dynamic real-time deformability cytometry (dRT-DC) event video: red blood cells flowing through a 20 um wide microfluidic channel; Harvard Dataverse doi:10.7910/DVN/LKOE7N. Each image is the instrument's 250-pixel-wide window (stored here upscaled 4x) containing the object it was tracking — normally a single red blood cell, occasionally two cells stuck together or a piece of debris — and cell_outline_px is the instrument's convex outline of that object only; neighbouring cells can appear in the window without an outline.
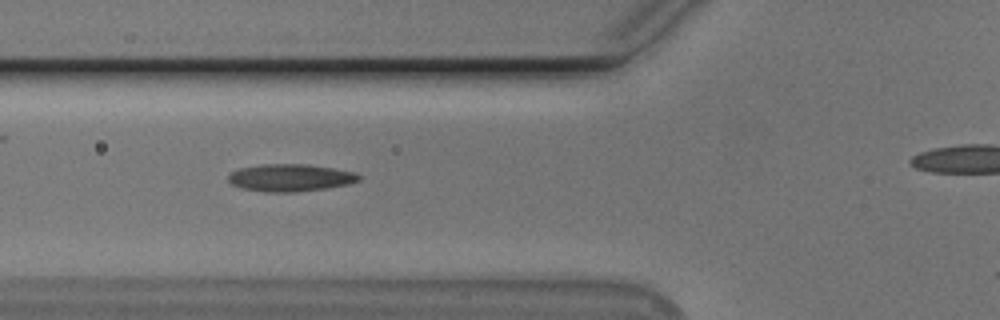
{"species": "Egyptian fruit bat (a non-hibernating species)", "species_latin": "Rousettus aegyptiacus", "temperature_condition": "cold", "stored_images_in_passage": 45, "camera_frame_rate_fps": 3000, "um_per_image_px": 0.085, "animal": {"sex": "male"}, "frame": {"image": 1, "passage_image": 18, "time_ms": 5.667, "image_size_px": [1000, 320], "cell_outline_px": [[360, 180], [348, 184], [324, 188], [296, 192], [264, 192], [240, 188], [232, 184], [228, 180], [228, 176], [232, 172], [240, 168], [264, 164], [308, 164], [356, 172], [360, 176]], "centroid_in_image_um": [24.67, 15.11], "position_along_channel_um": 101.1, "area_um2": 20.75}}
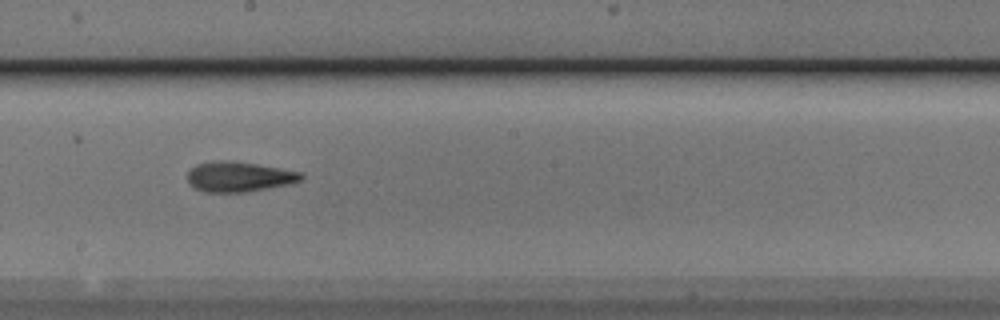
{"frame": {"image": 2, "passage_image": 28, "time_ms": 9.0, "image_size_px": [1000, 320], "cell_outline_px": [[304, 176], [300, 180], [292, 184], [244, 192], [204, 192], [188, 184], [188, 172], [196, 164], [212, 160], [224, 160], [256, 164], [300, 172]], "centroid_in_image_um": [20.28, 15.02], "position_along_channel_um": 227.9, "area_um2": 19.88}}
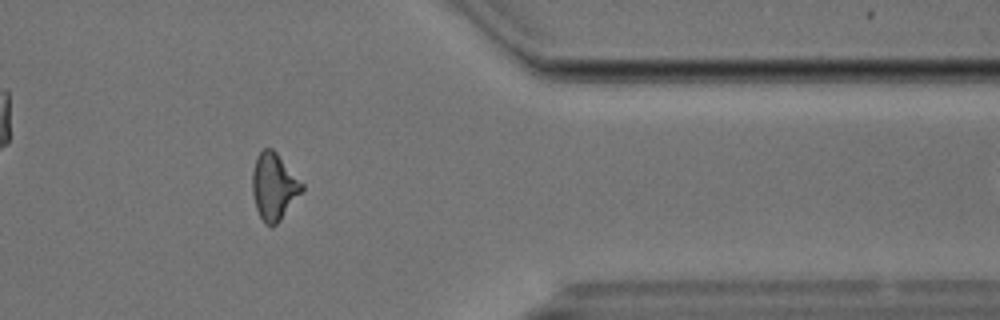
{"frame": {"image": 3, "passage_image": 42, "time_ms": 13.667, "image_size_px": [1000, 320], "cell_outline_px": [[304, 188], [280, 220], [276, 224], [264, 224], [256, 208], [252, 192], [252, 172], [256, 156], [264, 148], [272, 148], [276, 152], [304, 184]], "centroid_in_image_um": [23.27, 15.83], "position_along_channel_um": 388.1, "area_um2": 19.07}}